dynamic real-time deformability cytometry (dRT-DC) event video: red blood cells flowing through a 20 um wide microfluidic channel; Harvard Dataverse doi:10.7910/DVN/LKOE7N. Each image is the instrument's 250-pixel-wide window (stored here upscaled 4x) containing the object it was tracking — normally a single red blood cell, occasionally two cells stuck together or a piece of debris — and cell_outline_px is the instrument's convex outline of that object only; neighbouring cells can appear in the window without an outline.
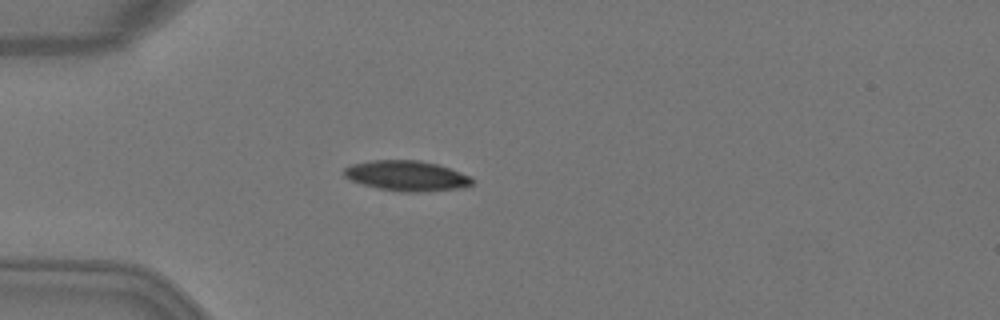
{"species": "Egyptian fruit bat (a non-hibernating species)", "species_latin": "Rousettus aegyptiacus", "temperature_condition": "warm", "stored_images_in_passage": 5, "camera_frame_rate_fps": 3000, "um_per_image_px": 0.085, "animal": {"sex": "female"}, "frame": {"image": 1, "passage_image": 5, "time_ms": 1.333, "image_size_px": [1000, 320], "cell_outline_px": [[472, 184], [460, 188], [420, 192], [400, 192], [380, 188], [364, 184], [352, 180], [344, 176], [344, 168], [352, 164], [372, 160], [420, 160], [436, 164], [472, 176]], "centroid_in_image_um": [34.57, 14.94], "position_along_channel_um": 50.4, "area_um2": 22.37}}